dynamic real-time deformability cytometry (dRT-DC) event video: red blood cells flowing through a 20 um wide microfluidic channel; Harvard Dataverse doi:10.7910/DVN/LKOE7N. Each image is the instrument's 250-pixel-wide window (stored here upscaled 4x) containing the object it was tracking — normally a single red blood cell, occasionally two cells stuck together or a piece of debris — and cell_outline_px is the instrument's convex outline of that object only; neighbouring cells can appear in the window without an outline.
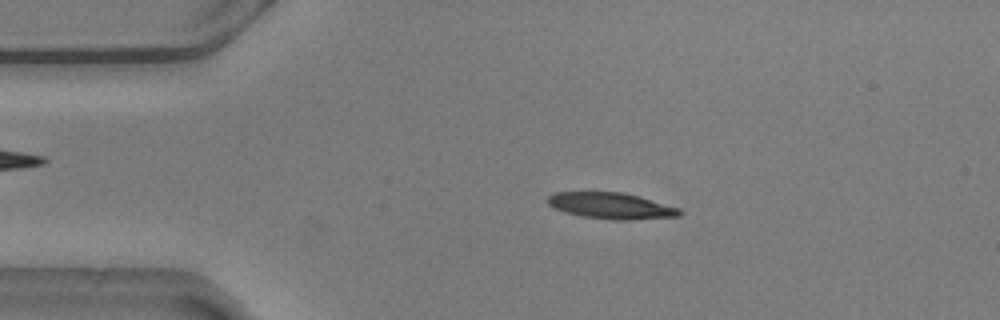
{"species": "common noctule bat (a hibernating species)", "species_latin": "Nyctalus noctula", "temperature_condition": "warm", "stored_images_in_passage": 55, "camera_frame_rate_fps": 3000, "um_per_image_px": 0.085, "animal": {"sex": "male", "body_mass_g": 20.5, "forearm_length_mm": 52.5}, "frame": {"image": 1, "passage_image": 10, "time_ms": 3.0, "image_size_px": [1000, 320], "cell_outline_px": [[684, 212], [680, 216], [628, 220], [612, 220], [580, 216], [564, 212], [548, 204], [548, 196], [552, 192], [624, 192], [640, 196], [680, 208]], "centroid_in_image_um": [51.97, 17.49], "position_along_channel_um": 33.0, "area_um2": 20.35}}
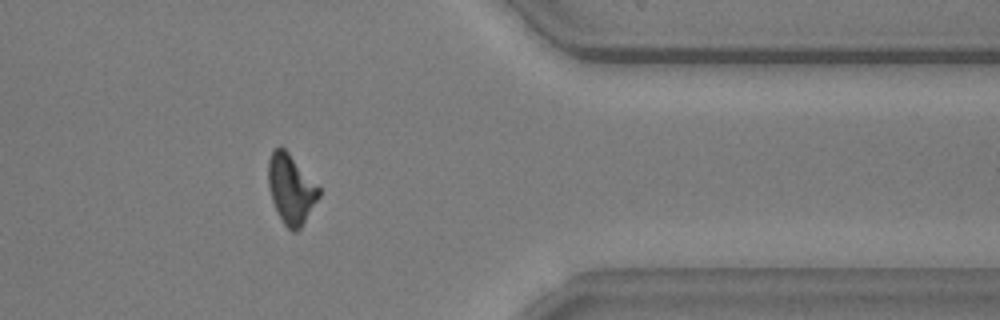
{"frame": {"image": 2, "passage_image": 44, "time_ms": 14.333, "image_size_px": [1000, 320], "cell_outline_px": [[320, 196], [300, 228], [296, 232], [292, 232], [284, 224], [272, 200], [268, 188], [268, 160], [272, 152], [280, 144], [288, 152], [320, 188]], "centroid_in_image_um": [24.72, 16.05], "position_along_channel_um": 386.7, "area_um2": 20.23}}
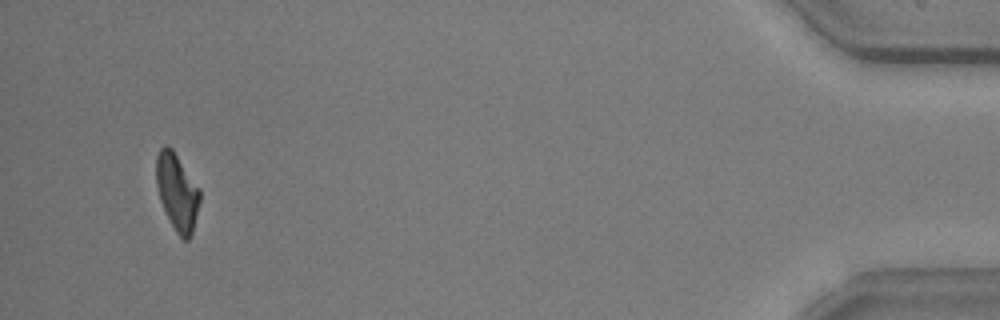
{"frame": {"image": 3, "passage_image": 52, "time_ms": 17.0, "image_size_px": [1000, 320], "cell_outline_px": [[200, 200], [192, 236], [188, 240], [184, 240], [176, 232], [160, 200], [156, 184], [156, 156], [160, 148], [164, 144], [168, 144], [172, 148], [200, 188]], "centroid_in_image_um": [15.06, 16.28], "position_along_channel_um": 420.1, "area_um2": 19.59}, "authors_computed_cell_mechanics": {"area_um2": 20.4034, "velocity_mm_per_s": 3.6125, "shape_relaxation_time_tau1_ms": 5.9769, "shape_relaxation_time_tau2_ms": 3.311, "deformation_change_tau1": 0.192, "deformation_change_tau2": 0.1195}}